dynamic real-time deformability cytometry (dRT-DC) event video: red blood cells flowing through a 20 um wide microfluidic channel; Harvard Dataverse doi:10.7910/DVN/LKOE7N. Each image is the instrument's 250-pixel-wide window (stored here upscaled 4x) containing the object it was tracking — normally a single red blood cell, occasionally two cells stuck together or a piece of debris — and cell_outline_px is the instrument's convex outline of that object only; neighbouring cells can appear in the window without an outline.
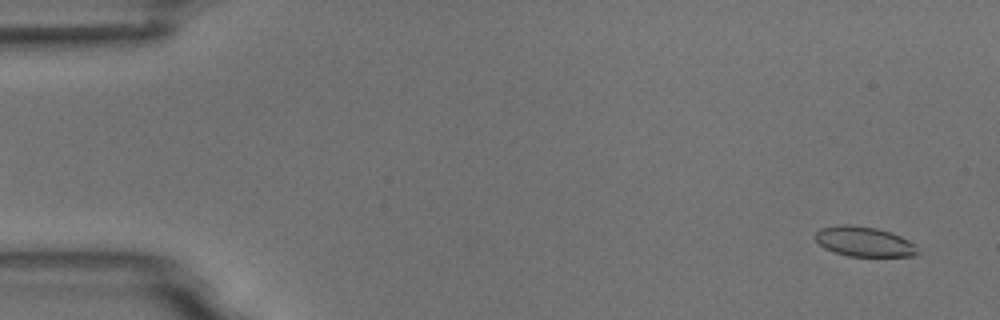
{"species": "common noctule bat (a hibernating species)", "species_latin": "Nyctalus noctula", "temperature_condition": "room temperature", "stored_images_in_passage": 5, "segment_of_instrument_passage": [2, 2], "camera_frame_rate_fps": 3000, "um_per_image_px": 0.085, "animal": {"sex": "male", "body_mass_g": 18.8}, "frame": {"image": 1, "passage_image": 5, "time_ms": 5.667, "image_size_px": [1000, 320], "cell_outline_px": [[920, 252], [912, 256], [848, 256], [824, 248], [812, 236], [820, 228], [836, 224], [852, 224], [876, 228], [892, 232], [916, 244]], "centroid_in_image_um": [73.44, 20.52], "position_along_channel_um": 11.6, "area_um2": 18.09}}